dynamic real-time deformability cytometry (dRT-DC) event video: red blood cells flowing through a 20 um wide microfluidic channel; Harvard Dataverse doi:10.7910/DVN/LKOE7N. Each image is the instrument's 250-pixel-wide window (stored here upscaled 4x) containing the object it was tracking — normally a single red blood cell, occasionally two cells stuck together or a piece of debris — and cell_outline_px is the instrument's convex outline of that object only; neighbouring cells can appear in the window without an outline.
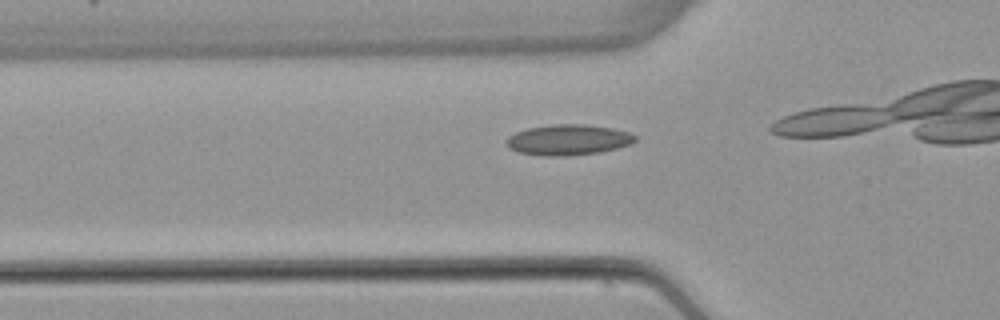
{"species": "common noctule bat (a hibernating species)", "species_latin": "Nyctalus noctula", "temperature_condition": "warm", "stored_images_in_passage": 10, "camera_frame_rate_fps": 3000, "um_per_image_px": 0.085, "animal": {"sex": "female", "body_mass_g": 22.7, "forearm_length_mm": 54.2}, "frame": {"image": 1, "passage_image": 5, "time_ms": 1.333, "image_size_px": [1000, 320], "cell_outline_px": [[636, 140], [632, 144], [600, 152], [568, 156], [544, 156], [520, 152], [508, 148], [504, 140], [508, 136], [516, 132], [528, 128], [556, 124], [584, 124], [612, 128], [628, 132], [636, 136]], "centroid_in_image_um": [48.28, 11.89], "position_along_channel_um": 77.5, "area_um2": 23.0}}